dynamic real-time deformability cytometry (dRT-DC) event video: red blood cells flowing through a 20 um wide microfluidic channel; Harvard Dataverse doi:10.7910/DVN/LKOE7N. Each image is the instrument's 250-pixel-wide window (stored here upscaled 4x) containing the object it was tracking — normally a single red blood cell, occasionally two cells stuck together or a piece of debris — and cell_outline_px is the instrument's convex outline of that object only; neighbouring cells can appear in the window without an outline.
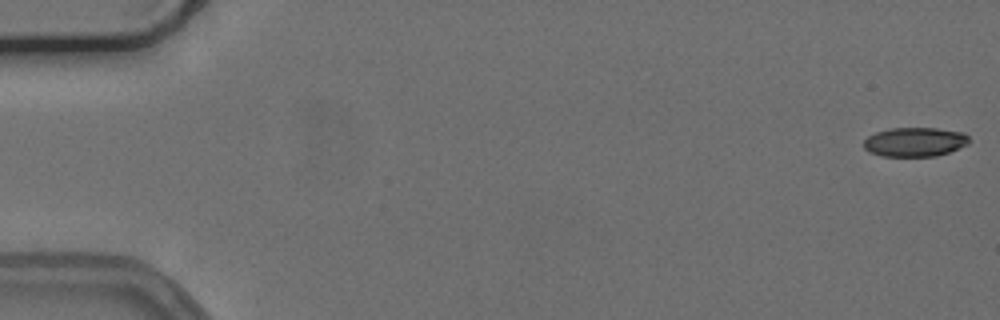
{"species": "common noctule bat (a hibernating species)", "species_latin": "Nyctalus noctula", "temperature_condition": "cold", "stored_images_in_passage": 55, "camera_frame_rate_fps": 3000, "um_per_image_px": 0.085, "animal": {"sex": "female", "body_mass_g": 24.6, "forearm_length_mm": 56.2}, "frame": {"image": 1, "passage_image": 1, "time_ms": 0.0, "image_size_px": [1000, 320], "cell_outline_px": [[972, 140], [968, 144], [948, 152], [936, 156], [884, 156], [868, 152], [864, 148], [864, 140], [868, 136], [876, 132], [888, 128], [936, 128], [964, 132]], "centroid_in_image_um": [77.77, 12.06], "position_along_channel_um": 7.2, "area_um2": 18.03}}
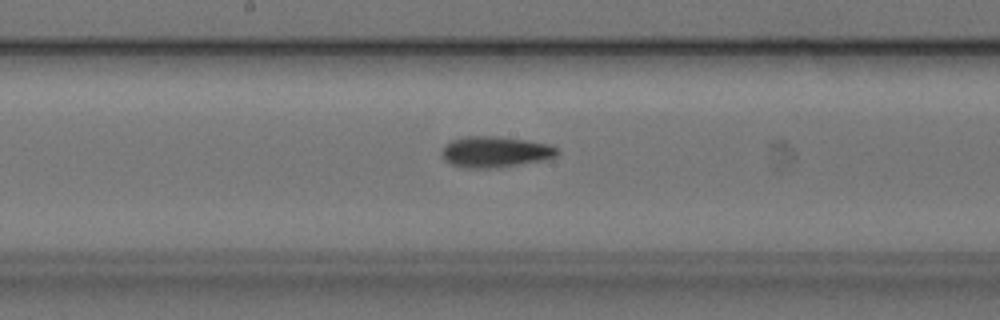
{"frame": {"image": 2, "passage_image": 29, "time_ms": 9.333, "image_size_px": [1000, 320], "cell_outline_px": [[560, 152], [556, 156], [544, 160], [496, 168], [464, 168], [452, 164], [444, 160], [440, 152], [452, 140], [468, 136], [496, 136], [524, 140], [548, 144], [556, 148]], "centroid_in_image_um": [42.09, 12.92], "position_along_channel_um": 206.1, "area_um2": 20.69}}
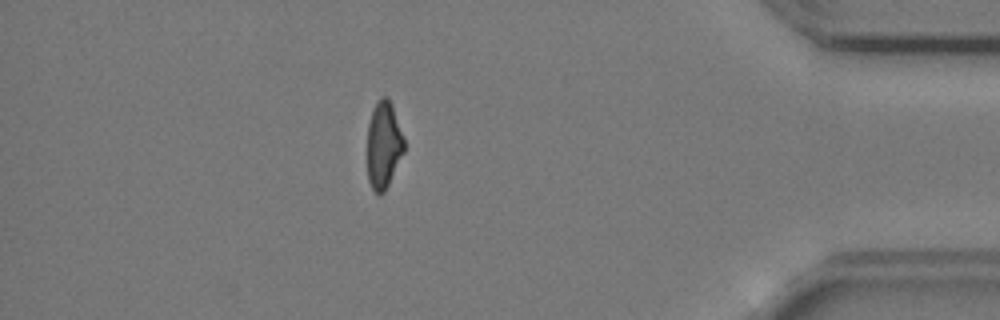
{"frame": {"image": 3, "passage_image": 48, "time_ms": 15.667, "image_size_px": [1000, 320], "cell_outline_px": [[404, 152], [384, 192], [380, 196], [372, 188], [368, 180], [368, 124], [372, 112], [380, 96], [384, 96], [392, 104], [404, 140]], "centroid_in_image_um": [32.6, 12.34], "position_along_channel_um": 402.6, "area_um2": 18.32}, "authors_computed_cell_mechanics": {"area_um2": 19.7676, "velocity_mm_per_s": 3.7849, "shape_relaxation_time_tau1_ms": 3.3885, "shape_relaxation_time_tau2_ms": 3.334, "deformation_change_tau1": 0.14, "deformation_change_tau2": 0.125}}